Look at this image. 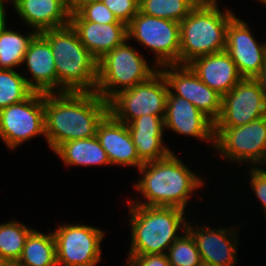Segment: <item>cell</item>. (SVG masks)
I'll return each mask as SVG.
<instances>
[{"mask_svg": "<svg viewBox=\"0 0 266 266\" xmlns=\"http://www.w3.org/2000/svg\"><path fill=\"white\" fill-rule=\"evenodd\" d=\"M109 113V102L96 92L44 94L45 140L55 151L61 144L94 137Z\"/></svg>", "mask_w": 266, "mask_h": 266, "instance_id": "6da1fadb", "label": "cell"}, {"mask_svg": "<svg viewBox=\"0 0 266 266\" xmlns=\"http://www.w3.org/2000/svg\"><path fill=\"white\" fill-rule=\"evenodd\" d=\"M174 152L157 161L144 163L138 170L141 178L134 187L145 202L128 201L142 206H163L186 209L192 192L203 186L202 178L191 171Z\"/></svg>", "mask_w": 266, "mask_h": 266, "instance_id": "7a4b0ae2", "label": "cell"}, {"mask_svg": "<svg viewBox=\"0 0 266 266\" xmlns=\"http://www.w3.org/2000/svg\"><path fill=\"white\" fill-rule=\"evenodd\" d=\"M50 44L57 74V93L95 92L98 61L67 25L40 33Z\"/></svg>", "mask_w": 266, "mask_h": 266, "instance_id": "3957f363", "label": "cell"}, {"mask_svg": "<svg viewBox=\"0 0 266 266\" xmlns=\"http://www.w3.org/2000/svg\"><path fill=\"white\" fill-rule=\"evenodd\" d=\"M217 3L201 0L180 22V65L225 51L227 26L235 15L230 10L222 12Z\"/></svg>", "mask_w": 266, "mask_h": 266, "instance_id": "277c9868", "label": "cell"}, {"mask_svg": "<svg viewBox=\"0 0 266 266\" xmlns=\"http://www.w3.org/2000/svg\"><path fill=\"white\" fill-rule=\"evenodd\" d=\"M131 248L129 255L166 254L184 232L188 221L185 210L175 207L130 204Z\"/></svg>", "mask_w": 266, "mask_h": 266, "instance_id": "5b68a950", "label": "cell"}, {"mask_svg": "<svg viewBox=\"0 0 266 266\" xmlns=\"http://www.w3.org/2000/svg\"><path fill=\"white\" fill-rule=\"evenodd\" d=\"M117 46L98 60L95 92L109 102L122 90L149 80L159 70L151 68L138 51L127 44Z\"/></svg>", "mask_w": 266, "mask_h": 266, "instance_id": "8992f818", "label": "cell"}, {"mask_svg": "<svg viewBox=\"0 0 266 266\" xmlns=\"http://www.w3.org/2000/svg\"><path fill=\"white\" fill-rule=\"evenodd\" d=\"M168 83L159 70L149 80L122 90L109 101V112L125 124L143 115L165 116Z\"/></svg>", "mask_w": 266, "mask_h": 266, "instance_id": "52a82bcc", "label": "cell"}, {"mask_svg": "<svg viewBox=\"0 0 266 266\" xmlns=\"http://www.w3.org/2000/svg\"><path fill=\"white\" fill-rule=\"evenodd\" d=\"M213 149L228 161L266 165V115L238 127H214Z\"/></svg>", "mask_w": 266, "mask_h": 266, "instance_id": "ba28073f", "label": "cell"}, {"mask_svg": "<svg viewBox=\"0 0 266 266\" xmlns=\"http://www.w3.org/2000/svg\"><path fill=\"white\" fill-rule=\"evenodd\" d=\"M128 41L135 39L155 53V67L179 64L180 23L140 11L127 25Z\"/></svg>", "mask_w": 266, "mask_h": 266, "instance_id": "9c48e42d", "label": "cell"}, {"mask_svg": "<svg viewBox=\"0 0 266 266\" xmlns=\"http://www.w3.org/2000/svg\"><path fill=\"white\" fill-rule=\"evenodd\" d=\"M38 135L45 136L44 93L32 92L0 110V138L10 150Z\"/></svg>", "mask_w": 266, "mask_h": 266, "instance_id": "30bf717a", "label": "cell"}, {"mask_svg": "<svg viewBox=\"0 0 266 266\" xmlns=\"http://www.w3.org/2000/svg\"><path fill=\"white\" fill-rule=\"evenodd\" d=\"M57 266H95L101 260L105 232L81 224L60 225L53 231Z\"/></svg>", "mask_w": 266, "mask_h": 266, "instance_id": "8fae6325", "label": "cell"}, {"mask_svg": "<svg viewBox=\"0 0 266 266\" xmlns=\"http://www.w3.org/2000/svg\"><path fill=\"white\" fill-rule=\"evenodd\" d=\"M266 115V99L256 79L243 78L222 96L214 127H238Z\"/></svg>", "mask_w": 266, "mask_h": 266, "instance_id": "7c38bea8", "label": "cell"}, {"mask_svg": "<svg viewBox=\"0 0 266 266\" xmlns=\"http://www.w3.org/2000/svg\"><path fill=\"white\" fill-rule=\"evenodd\" d=\"M159 70L165 76L172 95L187 99L213 123L218 119L222 96L204 84L188 65H166Z\"/></svg>", "mask_w": 266, "mask_h": 266, "instance_id": "4fadbf2b", "label": "cell"}, {"mask_svg": "<svg viewBox=\"0 0 266 266\" xmlns=\"http://www.w3.org/2000/svg\"><path fill=\"white\" fill-rule=\"evenodd\" d=\"M248 25L236 15L230 20L226 30L225 51L243 78L255 79L266 61V41H255Z\"/></svg>", "mask_w": 266, "mask_h": 266, "instance_id": "5bb4252c", "label": "cell"}, {"mask_svg": "<svg viewBox=\"0 0 266 266\" xmlns=\"http://www.w3.org/2000/svg\"><path fill=\"white\" fill-rule=\"evenodd\" d=\"M170 129L177 134L210 141L214 147V123L187 99L167 96L164 129Z\"/></svg>", "mask_w": 266, "mask_h": 266, "instance_id": "9a60e30c", "label": "cell"}, {"mask_svg": "<svg viewBox=\"0 0 266 266\" xmlns=\"http://www.w3.org/2000/svg\"><path fill=\"white\" fill-rule=\"evenodd\" d=\"M186 230L194 239L201 260L214 266H236L238 233L235 230L221 227L212 229L204 225L193 227L189 221Z\"/></svg>", "mask_w": 266, "mask_h": 266, "instance_id": "2e32d148", "label": "cell"}, {"mask_svg": "<svg viewBox=\"0 0 266 266\" xmlns=\"http://www.w3.org/2000/svg\"><path fill=\"white\" fill-rule=\"evenodd\" d=\"M69 24L76 31L79 40L97 59L128 40L127 25L124 23L99 24L84 21L71 11Z\"/></svg>", "mask_w": 266, "mask_h": 266, "instance_id": "e0dca14e", "label": "cell"}, {"mask_svg": "<svg viewBox=\"0 0 266 266\" xmlns=\"http://www.w3.org/2000/svg\"><path fill=\"white\" fill-rule=\"evenodd\" d=\"M96 138L106 151L110 165H124L140 168L139 159L127 124L118 121L110 112L100 122Z\"/></svg>", "mask_w": 266, "mask_h": 266, "instance_id": "ac0fdd59", "label": "cell"}, {"mask_svg": "<svg viewBox=\"0 0 266 266\" xmlns=\"http://www.w3.org/2000/svg\"><path fill=\"white\" fill-rule=\"evenodd\" d=\"M31 72L32 79L25 78L33 92L57 93V74L54 56L49 42L37 33L30 41L23 63Z\"/></svg>", "mask_w": 266, "mask_h": 266, "instance_id": "d6986e66", "label": "cell"}, {"mask_svg": "<svg viewBox=\"0 0 266 266\" xmlns=\"http://www.w3.org/2000/svg\"><path fill=\"white\" fill-rule=\"evenodd\" d=\"M187 65L204 84L221 96L243 79L226 51L200 56Z\"/></svg>", "mask_w": 266, "mask_h": 266, "instance_id": "ffe728a7", "label": "cell"}, {"mask_svg": "<svg viewBox=\"0 0 266 266\" xmlns=\"http://www.w3.org/2000/svg\"><path fill=\"white\" fill-rule=\"evenodd\" d=\"M137 155L143 163L167 157L172 151L164 145V116L143 115L127 124Z\"/></svg>", "mask_w": 266, "mask_h": 266, "instance_id": "44dd1931", "label": "cell"}, {"mask_svg": "<svg viewBox=\"0 0 266 266\" xmlns=\"http://www.w3.org/2000/svg\"><path fill=\"white\" fill-rule=\"evenodd\" d=\"M12 6L37 33L69 25L71 11L59 0H12Z\"/></svg>", "mask_w": 266, "mask_h": 266, "instance_id": "7402d4cb", "label": "cell"}, {"mask_svg": "<svg viewBox=\"0 0 266 266\" xmlns=\"http://www.w3.org/2000/svg\"><path fill=\"white\" fill-rule=\"evenodd\" d=\"M54 152L68 166L110 165L108 155L96 136L67 141Z\"/></svg>", "mask_w": 266, "mask_h": 266, "instance_id": "603a6c76", "label": "cell"}, {"mask_svg": "<svg viewBox=\"0 0 266 266\" xmlns=\"http://www.w3.org/2000/svg\"><path fill=\"white\" fill-rule=\"evenodd\" d=\"M18 266H57L53 232L44 234L33 229L26 239Z\"/></svg>", "mask_w": 266, "mask_h": 266, "instance_id": "cb8c5ba5", "label": "cell"}, {"mask_svg": "<svg viewBox=\"0 0 266 266\" xmlns=\"http://www.w3.org/2000/svg\"><path fill=\"white\" fill-rule=\"evenodd\" d=\"M22 35L7 28L0 32V69H9L22 65L30 41L37 32Z\"/></svg>", "mask_w": 266, "mask_h": 266, "instance_id": "d4e9b609", "label": "cell"}, {"mask_svg": "<svg viewBox=\"0 0 266 266\" xmlns=\"http://www.w3.org/2000/svg\"><path fill=\"white\" fill-rule=\"evenodd\" d=\"M27 225L11 220L0 224V259L7 263H17L30 232Z\"/></svg>", "mask_w": 266, "mask_h": 266, "instance_id": "484cf974", "label": "cell"}, {"mask_svg": "<svg viewBox=\"0 0 266 266\" xmlns=\"http://www.w3.org/2000/svg\"><path fill=\"white\" fill-rule=\"evenodd\" d=\"M201 0H142L139 11L148 16L181 22Z\"/></svg>", "mask_w": 266, "mask_h": 266, "instance_id": "4316f807", "label": "cell"}, {"mask_svg": "<svg viewBox=\"0 0 266 266\" xmlns=\"http://www.w3.org/2000/svg\"><path fill=\"white\" fill-rule=\"evenodd\" d=\"M33 91L14 69H0V110L25 100Z\"/></svg>", "mask_w": 266, "mask_h": 266, "instance_id": "83f0119b", "label": "cell"}, {"mask_svg": "<svg viewBox=\"0 0 266 266\" xmlns=\"http://www.w3.org/2000/svg\"><path fill=\"white\" fill-rule=\"evenodd\" d=\"M169 247L167 256L172 266H198L201 257L191 234L185 230L183 235Z\"/></svg>", "mask_w": 266, "mask_h": 266, "instance_id": "f1b7e54d", "label": "cell"}, {"mask_svg": "<svg viewBox=\"0 0 266 266\" xmlns=\"http://www.w3.org/2000/svg\"><path fill=\"white\" fill-rule=\"evenodd\" d=\"M84 21L99 24L123 23L118 21L102 0H77L74 10Z\"/></svg>", "mask_w": 266, "mask_h": 266, "instance_id": "f546056e", "label": "cell"}, {"mask_svg": "<svg viewBox=\"0 0 266 266\" xmlns=\"http://www.w3.org/2000/svg\"><path fill=\"white\" fill-rule=\"evenodd\" d=\"M118 21L128 25L139 12V2L136 0H102Z\"/></svg>", "mask_w": 266, "mask_h": 266, "instance_id": "4dcf8cb0", "label": "cell"}, {"mask_svg": "<svg viewBox=\"0 0 266 266\" xmlns=\"http://www.w3.org/2000/svg\"><path fill=\"white\" fill-rule=\"evenodd\" d=\"M252 168V169H251ZM250 168V186L258 200L261 202L266 215V171L259 167Z\"/></svg>", "mask_w": 266, "mask_h": 266, "instance_id": "1f68e13d", "label": "cell"}, {"mask_svg": "<svg viewBox=\"0 0 266 266\" xmlns=\"http://www.w3.org/2000/svg\"><path fill=\"white\" fill-rule=\"evenodd\" d=\"M127 266H172L167 254L129 255Z\"/></svg>", "mask_w": 266, "mask_h": 266, "instance_id": "d6a6232c", "label": "cell"}, {"mask_svg": "<svg viewBox=\"0 0 266 266\" xmlns=\"http://www.w3.org/2000/svg\"><path fill=\"white\" fill-rule=\"evenodd\" d=\"M255 79L259 82L261 89L263 91V94L265 96V99H266V61H265L264 66L261 69L260 74Z\"/></svg>", "mask_w": 266, "mask_h": 266, "instance_id": "836d02e7", "label": "cell"}, {"mask_svg": "<svg viewBox=\"0 0 266 266\" xmlns=\"http://www.w3.org/2000/svg\"><path fill=\"white\" fill-rule=\"evenodd\" d=\"M9 0H0V32L7 28L6 26V14L4 3ZM12 2V0L10 1Z\"/></svg>", "mask_w": 266, "mask_h": 266, "instance_id": "e575fe53", "label": "cell"}, {"mask_svg": "<svg viewBox=\"0 0 266 266\" xmlns=\"http://www.w3.org/2000/svg\"><path fill=\"white\" fill-rule=\"evenodd\" d=\"M61 1L70 11H74L77 0H59Z\"/></svg>", "mask_w": 266, "mask_h": 266, "instance_id": "d590c367", "label": "cell"}, {"mask_svg": "<svg viewBox=\"0 0 266 266\" xmlns=\"http://www.w3.org/2000/svg\"><path fill=\"white\" fill-rule=\"evenodd\" d=\"M198 266H214L212 263L201 260Z\"/></svg>", "mask_w": 266, "mask_h": 266, "instance_id": "8d00e7d4", "label": "cell"}, {"mask_svg": "<svg viewBox=\"0 0 266 266\" xmlns=\"http://www.w3.org/2000/svg\"><path fill=\"white\" fill-rule=\"evenodd\" d=\"M1 266H18L16 263L3 262Z\"/></svg>", "mask_w": 266, "mask_h": 266, "instance_id": "74e56055", "label": "cell"}, {"mask_svg": "<svg viewBox=\"0 0 266 266\" xmlns=\"http://www.w3.org/2000/svg\"><path fill=\"white\" fill-rule=\"evenodd\" d=\"M258 1H261V2H263V4L266 5V0H258Z\"/></svg>", "mask_w": 266, "mask_h": 266, "instance_id": "f35d334b", "label": "cell"}]
</instances>
